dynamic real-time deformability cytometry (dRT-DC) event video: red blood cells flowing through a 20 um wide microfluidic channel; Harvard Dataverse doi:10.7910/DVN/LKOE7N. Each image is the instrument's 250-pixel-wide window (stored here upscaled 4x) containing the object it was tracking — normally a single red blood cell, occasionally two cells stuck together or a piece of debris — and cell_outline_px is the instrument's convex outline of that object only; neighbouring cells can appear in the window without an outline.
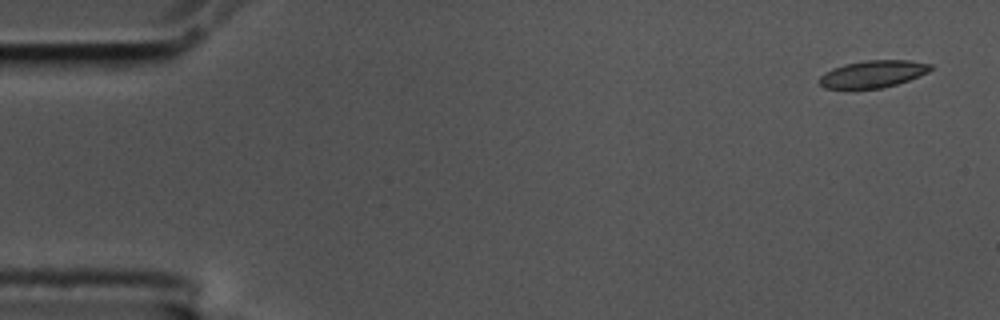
{"species": "common noctule bat (a hibernating species)", "species_latin": "Nyctalus noctula", "temperature_condition": "cold", "stored_images_in_passage": 4, "camera_frame_rate_fps": 3000, "um_per_image_px": 0.085, "animal": {"sex": "male", "body_mass_g": 17.5, "forearm_length_mm": 52.3}, "frame": {"image": 1, "passage_image": 1, "time_ms": 0.0, "image_size_px": [1000, 320], "cell_outline_px": [[932, 68], [928, 72], [908, 80], [896, 84], [880, 88], [824, 88], [816, 80], [820, 76], [832, 68], [844, 64], [864, 60], [908, 60], [932, 64]], "centroid_in_image_um": [74.17, 6.28], "position_along_channel_um": 10.8, "area_um2": 17.51}}
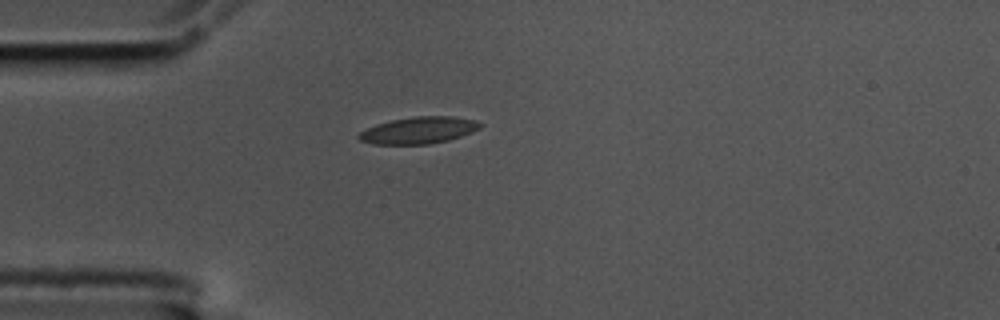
{"frame": {"image": 2, "passage_image": 4, "time_ms": 1.0, "image_size_px": [1000, 320], "cell_outline_px": [[484, 124], [480, 128], [472, 132], [448, 140], [428, 144], [372, 144], [360, 140], [356, 136], [360, 132], [376, 124], [392, 120], [416, 116], [452, 116], [476, 120]], "centroid_in_image_um": [35.61, 11.07], "position_along_channel_um": 49.4, "area_um2": 18.9}}